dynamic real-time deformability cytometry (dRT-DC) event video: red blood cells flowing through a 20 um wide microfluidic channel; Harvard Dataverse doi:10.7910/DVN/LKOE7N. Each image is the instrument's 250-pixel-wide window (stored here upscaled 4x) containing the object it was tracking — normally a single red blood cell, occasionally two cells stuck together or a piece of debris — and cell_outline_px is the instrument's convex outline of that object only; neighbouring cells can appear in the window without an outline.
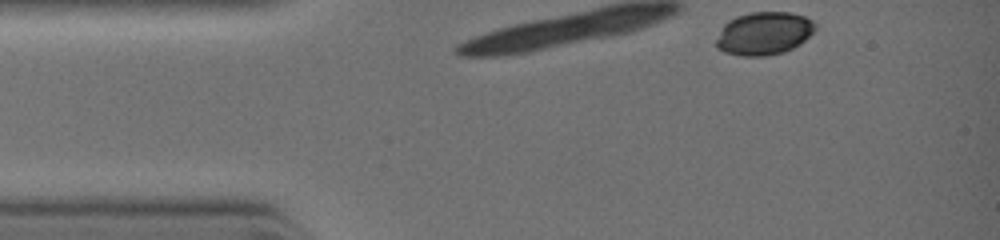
{"species": "common noctule bat (a hibernating species)", "species_latin": "Nyctalus noctula", "temperature_condition": "warm", "stored_images_in_passage": 6, "camera_frame_rate_fps": 3000, "um_per_image_px": 0.085, "animal": {"sex": "female", "body_mass_g": 19.0, "forearm_length_mm": 51.5}, "frame": {"image": 1, "passage_image": 1, "time_ms": 0.0, "image_size_px": [1000, 240], "cell_outline_px": [[816, 28], [800, 44], [784, 52], [764, 56], [740, 56], [724, 52], [716, 48], [716, 40], [724, 24], [728, 20], [736, 16], [748, 12], [792, 12], [804, 16], [812, 20], [816, 24]], "centroid_in_image_um": [64.92, 2.83], "position_along_channel_um": 20.1, "area_um2": 24.91}}